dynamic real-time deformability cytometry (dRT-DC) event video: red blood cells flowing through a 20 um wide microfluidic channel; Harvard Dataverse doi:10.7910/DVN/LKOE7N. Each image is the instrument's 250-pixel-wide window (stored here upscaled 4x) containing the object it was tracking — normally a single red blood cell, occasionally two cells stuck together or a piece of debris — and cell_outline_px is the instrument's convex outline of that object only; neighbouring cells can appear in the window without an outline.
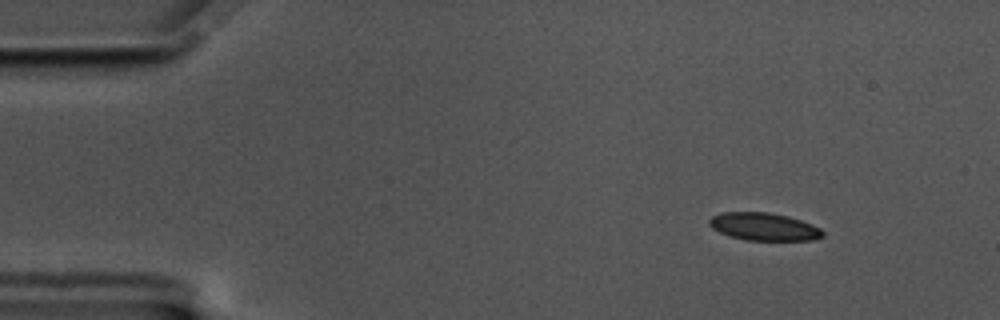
{"species": "common noctule bat (a hibernating species)", "species_latin": "Nyctalus noctula", "temperature_condition": "cold", "stored_images_in_passage": 52, "camera_frame_rate_fps": 3000, "um_per_image_px": 0.085, "animal": {"sex": "male", "body_mass_g": 17.5, "forearm_length_mm": 52.3}, "frame": {"image": 1, "passage_image": 1, "time_ms": 0.0, "image_size_px": [1000, 320], "cell_outline_px": [[824, 236], [812, 240], [744, 240], [728, 236], [712, 228], [708, 224], [708, 220], [712, 216], [720, 212], [768, 212], [788, 216], [812, 224], [820, 228], [824, 232]], "centroid_in_image_um": [64.91, 19.26], "position_along_channel_um": 20.1, "area_um2": 18.44}}
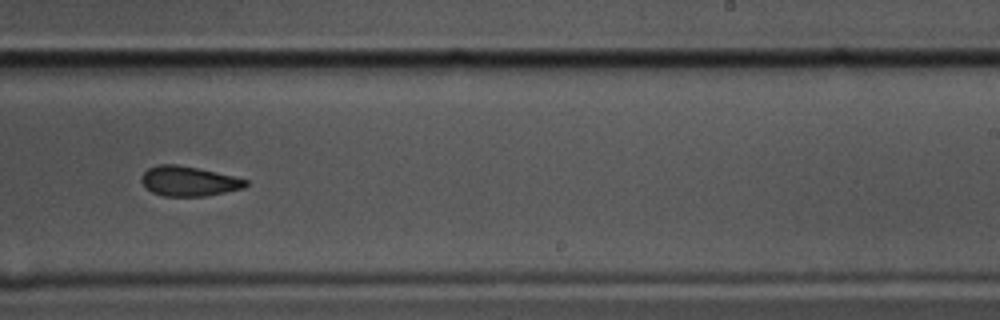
{"frame": {"image": 2, "passage_image": 30, "time_ms": 9.667, "image_size_px": [1000, 320], "cell_outline_px": [[248, 184], [244, 188], [204, 196], [164, 196], [152, 192], [140, 180], [144, 172], [148, 168], [160, 164], [176, 164], [216, 172], [248, 180]], "centroid_in_image_um": [16.04, 15.4], "position_along_channel_um": 273.0, "area_um2": 17.86}}
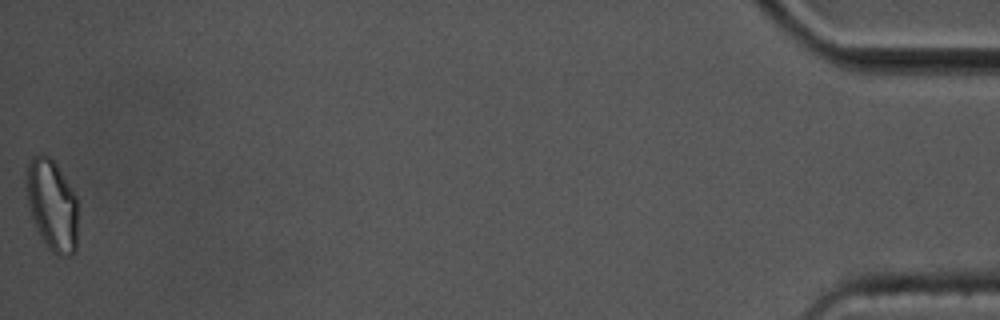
{"frame": {"image": 3, "passage_image": 52, "time_ms": 17.0, "image_size_px": [1000, 320], "cell_outline_px": [[76, 252], [72, 256], [60, 256], [52, 252], [48, 248], [36, 228], [28, 204], [24, 184], [28, 164], [32, 156], [40, 152], [48, 156], [56, 164], [76, 196]], "centroid_in_image_um": [4.39, 17.42], "position_along_channel_um": 430.8, "area_um2": 27.46}, "authors_computed_cell_mechanics": {"area_um2": 19.3341, "velocity_mm_per_s": 3.4854, "shape_relaxation_time_tau1_ms": null, "shape_relaxation_time_tau2_ms": 5.1073, "deformation_change_tau1": null, "deformation_change_tau2": 0.0917}}